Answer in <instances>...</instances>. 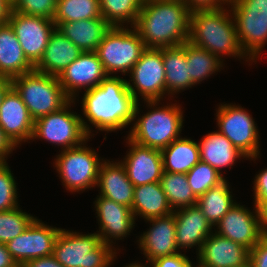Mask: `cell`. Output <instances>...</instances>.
I'll return each mask as SVG.
<instances>
[{
    "mask_svg": "<svg viewBox=\"0 0 267 267\" xmlns=\"http://www.w3.org/2000/svg\"><path fill=\"white\" fill-rule=\"evenodd\" d=\"M84 92L82 114L97 130L109 133L133 122L137 102L126 79L107 76L98 86Z\"/></svg>",
    "mask_w": 267,
    "mask_h": 267,
    "instance_id": "1",
    "label": "cell"
},
{
    "mask_svg": "<svg viewBox=\"0 0 267 267\" xmlns=\"http://www.w3.org/2000/svg\"><path fill=\"white\" fill-rule=\"evenodd\" d=\"M190 13L183 0H144L133 27L146 48L179 46L188 41Z\"/></svg>",
    "mask_w": 267,
    "mask_h": 267,
    "instance_id": "2",
    "label": "cell"
},
{
    "mask_svg": "<svg viewBox=\"0 0 267 267\" xmlns=\"http://www.w3.org/2000/svg\"><path fill=\"white\" fill-rule=\"evenodd\" d=\"M188 41L223 62L222 57L226 55L253 62L240 46L231 11L226 5L219 10L191 12Z\"/></svg>",
    "mask_w": 267,
    "mask_h": 267,
    "instance_id": "3",
    "label": "cell"
},
{
    "mask_svg": "<svg viewBox=\"0 0 267 267\" xmlns=\"http://www.w3.org/2000/svg\"><path fill=\"white\" fill-rule=\"evenodd\" d=\"M145 103L151 110L137 119L140 104L136 103L134 124L127 137L139 145L162 150L181 137L184 121L182 107L177 103L158 107L159 101Z\"/></svg>",
    "mask_w": 267,
    "mask_h": 267,
    "instance_id": "4",
    "label": "cell"
},
{
    "mask_svg": "<svg viewBox=\"0 0 267 267\" xmlns=\"http://www.w3.org/2000/svg\"><path fill=\"white\" fill-rule=\"evenodd\" d=\"M116 254L97 233L82 234L62 228L53 249V256L64 267H110Z\"/></svg>",
    "mask_w": 267,
    "mask_h": 267,
    "instance_id": "5",
    "label": "cell"
},
{
    "mask_svg": "<svg viewBox=\"0 0 267 267\" xmlns=\"http://www.w3.org/2000/svg\"><path fill=\"white\" fill-rule=\"evenodd\" d=\"M30 116L35 121L64 107L71 99L60 85L58 76L32 71L12 79Z\"/></svg>",
    "mask_w": 267,
    "mask_h": 267,
    "instance_id": "6",
    "label": "cell"
},
{
    "mask_svg": "<svg viewBox=\"0 0 267 267\" xmlns=\"http://www.w3.org/2000/svg\"><path fill=\"white\" fill-rule=\"evenodd\" d=\"M75 100H70L61 109L34 121L31 140L43 139L61 147L62 151L81 145L94 134L90 125L80 114L71 111ZM91 136V137H90Z\"/></svg>",
    "mask_w": 267,
    "mask_h": 267,
    "instance_id": "7",
    "label": "cell"
},
{
    "mask_svg": "<svg viewBox=\"0 0 267 267\" xmlns=\"http://www.w3.org/2000/svg\"><path fill=\"white\" fill-rule=\"evenodd\" d=\"M226 5L242 50L256 62L267 44V0H230Z\"/></svg>",
    "mask_w": 267,
    "mask_h": 267,
    "instance_id": "8",
    "label": "cell"
},
{
    "mask_svg": "<svg viewBox=\"0 0 267 267\" xmlns=\"http://www.w3.org/2000/svg\"><path fill=\"white\" fill-rule=\"evenodd\" d=\"M146 49L134 27H111L95 51L106 74H129Z\"/></svg>",
    "mask_w": 267,
    "mask_h": 267,
    "instance_id": "9",
    "label": "cell"
},
{
    "mask_svg": "<svg viewBox=\"0 0 267 267\" xmlns=\"http://www.w3.org/2000/svg\"><path fill=\"white\" fill-rule=\"evenodd\" d=\"M88 141L87 139L79 146L61 151L54 159V168L56 167L62 185L71 193L93 189L97 184L99 168L104 160L98 158L96 150L86 147Z\"/></svg>",
    "mask_w": 267,
    "mask_h": 267,
    "instance_id": "10",
    "label": "cell"
},
{
    "mask_svg": "<svg viewBox=\"0 0 267 267\" xmlns=\"http://www.w3.org/2000/svg\"><path fill=\"white\" fill-rule=\"evenodd\" d=\"M216 111L218 131L247 158H259L260 135L252 115L236 104L222 103Z\"/></svg>",
    "mask_w": 267,
    "mask_h": 267,
    "instance_id": "11",
    "label": "cell"
},
{
    "mask_svg": "<svg viewBox=\"0 0 267 267\" xmlns=\"http://www.w3.org/2000/svg\"><path fill=\"white\" fill-rule=\"evenodd\" d=\"M129 76L127 87L137 103L140 96L144 102L163 100L166 95L163 48H146Z\"/></svg>",
    "mask_w": 267,
    "mask_h": 267,
    "instance_id": "12",
    "label": "cell"
},
{
    "mask_svg": "<svg viewBox=\"0 0 267 267\" xmlns=\"http://www.w3.org/2000/svg\"><path fill=\"white\" fill-rule=\"evenodd\" d=\"M236 202L215 225L213 232L251 250L265 235L262 210L252 212Z\"/></svg>",
    "mask_w": 267,
    "mask_h": 267,
    "instance_id": "13",
    "label": "cell"
},
{
    "mask_svg": "<svg viewBox=\"0 0 267 267\" xmlns=\"http://www.w3.org/2000/svg\"><path fill=\"white\" fill-rule=\"evenodd\" d=\"M8 23L13 28L24 55L35 67L42 59L50 35L56 28L53 20L25 15L11 10Z\"/></svg>",
    "mask_w": 267,
    "mask_h": 267,
    "instance_id": "14",
    "label": "cell"
},
{
    "mask_svg": "<svg viewBox=\"0 0 267 267\" xmlns=\"http://www.w3.org/2000/svg\"><path fill=\"white\" fill-rule=\"evenodd\" d=\"M60 230L61 228L49 226L35 218L23 233L5 245L16 263L22 266L31 259L53 255Z\"/></svg>",
    "mask_w": 267,
    "mask_h": 267,
    "instance_id": "15",
    "label": "cell"
},
{
    "mask_svg": "<svg viewBox=\"0 0 267 267\" xmlns=\"http://www.w3.org/2000/svg\"><path fill=\"white\" fill-rule=\"evenodd\" d=\"M94 204L99 224V231L96 233L103 243L117 250L113 241L126 238L135 226L136 219L132 209L102 196H97Z\"/></svg>",
    "mask_w": 267,
    "mask_h": 267,
    "instance_id": "16",
    "label": "cell"
},
{
    "mask_svg": "<svg viewBox=\"0 0 267 267\" xmlns=\"http://www.w3.org/2000/svg\"><path fill=\"white\" fill-rule=\"evenodd\" d=\"M107 76L102 62L94 51L82 52L66 67L58 79L66 95L71 100H75L79 95V90H90L98 86Z\"/></svg>",
    "mask_w": 267,
    "mask_h": 267,
    "instance_id": "17",
    "label": "cell"
},
{
    "mask_svg": "<svg viewBox=\"0 0 267 267\" xmlns=\"http://www.w3.org/2000/svg\"><path fill=\"white\" fill-rule=\"evenodd\" d=\"M0 127L16 147L31 140L33 135L34 120L13 86L4 94L0 104Z\"/></svg>",
    "mask_w": 267,
    "mask_h": 267,
    "instance_id": "18",
    "label": "cell"
},
{
    "mask_svg": "<svg viewBox=\"0 0 267 267\" xmlns=\"http://www.w3.org/2000/svg\"><path fill=\"white\" fill-rule=\"evenodd\" d=\"M128 153L120 162L124 166L127 177L136 187L160 182L163 174V160L161 150L139 145L128 137Z\"/></svg>",
    "mask_w": 267,
    "mask_h": 267,
    "instance_id": "19",
    "label": "cell"
},
{
    "mask_svg": "<svg viewBox=\"0 0 267 267\" xmlns=\"http://www.w3.org/2000/svg\"><path fill=\"white\" fill-rule=\"evenodd\" d=\"M152 223L147 231L140 235L137 244L143 252L146 263L155 261L158 258L169 256L180 252L176 245L175 230L176 221L174 214L164 217L151 218L146 220Z\"/></svg>",
    "mask_w": 267,
    "mask_h": 267,
    "instance_id": "20",
    "label": "cell"
},
{
    "mask_svg": "<svg viewBox=\"0 0 267 267\" xmlns=\"http://www.w3.org/2000/svg\"><path fill=\"white\" fill-rule=\"evenodd\" d=\"M197 267H240L250 258V250L216 233H211L197 254Z\"/></svg>",
    "mask_w": 267,
    "mask_h": 267,
    "instance_id": "21",
    "label": "cell"
},
{
    "mask_svg": "<svg viewBox=\"0 0 267 267\" xmlns=\"http://www.w3.org/2000/svg\"><path fill=\"white\" fill-rule=\"evenodd\" d=\"M173 214L176 221L175 239L178 250L196 246L198 254L205 239L213 232L212 225L197 205L175 209Z\"/></svg>",
    "mask_w": 267,
    "mask_h": 267,
    "instance_id": "22",
    "label": "cell"
},
{
    "mask_svg": "<svg viewBox=\"0 0 267 267\" xmlns=\"http://www.w3.org/2000/svg\"><path fill=\"white\" fill-rule=\"evenodd\" d=\"M96 186L100 188L99 196L132 207L135 186L127 177L121 162L104 159L99 168Z\"/></svg>",
    "mask_w": 267,
    "mask_h": 267,
    "instance_id": "23",
    "label": "cell"
},
{
    "mask_svg": "<svg viewBox=\"0 0 267 267\" xmlns=\"http://www.w3.org/2000/svg\"><path fill=\"white\" fill-rule=\"evenodd\" d=\"M82 52L60 30L55 28L50 35L43 57L34 70L43 74L59 76Z\"/></svg>",
    "mask_w": 267,
    "mask_h": 267,
    "instance_id": "24",
    "label": "cell"
},
{
    "mask_svg": "<svg viewBox=\"0 0 267 267\" xmlns=\"http://www.w3.org/2000/svg\"><path fill=\"white\" fill-rule=\"evenodd\" d=\"M34 71L11 25H0V77L13 79Z\"/></svg>",
    "mask_w": 267,
    "mask_h": 267,
    "instance_id": "25",
    "label": "cell"
},
{
    "mask_svg": "<svg viewBox=\"0 0 267 267\" xmlns=\"http://www.w3.org/2000/svg\"><path fill=\"white\" fill-rule=\"evenodd\" d=\"M112 26L103 18L62 22L57 29L83 52H94Z\"/></svg>",
    "mask_w": 267,
    "mask_h": 267,
    "instance_id": "26",
    "label": "cell"
},
{
    "mask_svg": "<svg viewBox=\"0 0 267 267\" xmlns=\"http://www.w3.org/2000/svg\"><path fill=\"white\" fill-rule=\"evenodd\" d=\"M198 145L200 161L208 163L220 174H222V168H232L237 160L241 158L247 159V157L219 131L206 134Z\"/></svg>",
    "mask_w": 267,
    "mask_h": 267,
    "instance_id": "27",
    "label": "cell"
},
{
    "mask_svg": "<svg viewBox=\"0 0 267 267\" xmlns=\"http://www.w3.org/2000/svg\"><path fill=\"white\" fill-rule=\"evenodd\" d=\"M131 209L135 219L138 215L144 220L173 213L160 182L136 186Z\"/></svg>",
    "mask_w": 267,
    "mask_h": 267,
    "instance_id": "28",
    "label": "cell"
},
{
    "mask_svg": "<svg viewBox=\"0 0 267 267\" xmlns=\"http://www.w3.org/2000/svg\"><path fill=\"white\" fill-rule=\"evenodd\" d=\"M166 93L175 95L195 84L189 77L186 59V42L179 46L163 47Z\"/></svg>",
    "mask_w": 267,
    "mask_h": 267,
    "instance_id": "29",
    "label": "cell"
},
{
    "mask_svg": "<svg viewBox=\"0 0 267 267\" xmlns=\"http://www.w3.org/2000/svg\"><path fill=\"white\" fill-rule=\"evenodd\" d=\"M161 154L163 171L169 173L187 174L200 161L198 142L182 136L162 149Z\"/></svg>",
    "mask_w": 267,
    "mask_h": 267,
    "instance_id": "30",
    "label": "cell"
},
{
    "mask_svg": "<svg viewBox=\"0 0 267 267\" xmlns=\"http://www.w3.org/2000/svg\"><path fill=\"white\" fill-rule=\"evenodd\" d=\"M228 183L229 182L225 178L222 182L213 186L200 196L196 203L213 229L236 203Z\"/></svg>",
    "mask_w": 267,
    "mask_h": 267,
    "instance_id": "31",
    "label": "cell"
},
{
    "mask_svg": "<svg viewBox=\"0 0 267 267\" xmlns=\"http://www.w3.org/2000/svg\"><path fill=\"white\" fill-rule=\"evenodd\" d=\"M186 59L189 77L195 85L218 72L225 65L216 55L189 41L186 42Z\"/></svg>",
    "mask_w": 267,
    "mask_h": 267,
    "instance_id": "32",
    "label": "cell"
},
{
    "mask_svg": "<svg viewBox=\"0 0 267 267\" xmlns=\"http://www.w3.org/2000/svg\"><path fill=\"white\" fill-rule=\"evenodd\" d=\"M160 185L172 210L195 206L198 201L188 184L186 174L163 171Z\"/></svg>",
    "mask_w": 267,
    "mask_h": 267,
    "instance_id": "33",
    "label": "cell"
},
{
    "mask_svg": "<svg viewBox=\"0 0 267 267\" xmlns=\"http://www.w3.org/2000/svg\"><path fill=\"white\" fill-rule=\"evenodd\" d=\"M144 0H100L102 17L112 27H133ZM125 23V24H124Z\"/></svg>",
    "mask_w": 267,
    "mask_h": 267,
    "instance_id": "34",
    "label": "cell"
},
{
    "mask_svg": "<svg viewBox=\"0 0 267 267\" xmlns=\"http://www.w3.org/2000/svg\"><path fill=\"white\" fill-rule=\"evenodd\" d=\"M102 17L100 0H57L53 22L56 28L62 22Z\"/></svg>",
    "mask_w": 267,
    "mask_h": 267,
    "instance_id": "35",
    "label": "cell"
},
{
    "mask_svg": "<svg viewBox=\"0 0 267 267\" xmlns=\"http://www.w3.org/2000/svg\"><path fill=\"white\" fill-rule=\"evenodd\" d=\"M31 214L23 212L20 207L0 212V243L6 244L23 233L35 219Z\"/></svg>",
    "mask_w": 267,
    "mask_h": 267,
    "instance_id": "36",
    "label": "cell"
},
{
    "mask_svg": "<svg viewBox=\"0 0 267 267\" xmlns=\"http://www.w3.org/2000/svg\"><path fill=\"white\" fill-rule=\"evenodd\" d=\"M188 184L197 198L213 186L222 182L225 177L208 163L199 161L187 174Z\"/></svg>",
    "mask_w": 267,
    "mask_h": 267,
    "instance_id": "37",
    "label": "cell"
},
{
    "mask_svg": "<svg viewBox=\"0 0 267 267\" xmlns=\"http://www.w3.org/2000/svg\"><path fill=\"white\" fill-rule=\"evenodd\" d=\"M6 161H0V212L19 206L17 183Z\"/></svg>",
    "mask_w": 267,
    "mask_h": 267,
    "instance_id": "38",
    "label": "cell"
},
{
    "mask_svg": "<svg viewBox=\"0 0 267 267\" xmlns=\"http://www.w3.org/2000/svg\"><path fill=\"white\" fill-rule=\"evenodd\" d=\"M57 0H15L12 10L31 16L53 20Z\"/></svg>",
    "mask_w": 267,
    "mask_h": 267,
    "instance_id": "39",
    "label": "cell"
},
{
    "mask_svg": "<svg viewBox=\"0 0 267 267\" xmlns=\"http://www.w3.org/2000/svg\"><path fill=\"white\" fill-rule=\"evenodd\" d=\"M262 170L256 174L253 183L254 206L261 210L267 205V168Z\"/></svg>",
    "mask_w": 267,
    "mask_h": 267,
    "instance_id": "40",
    "label": "cell"
},
{
    "mask_svg": "<svg viewBox=\"0 0 267 267\" xmlns=\"http://www.w3.org/2000/svg\"><path fill=\"white\" fill-rule=\"evenodd\" d=\"M152 263L155 267H195L192 265L189 258L185 254H182V252L158 258Z\"/></svg>",
    "mask_w": 267,
    "mask_h": 267,
    "instance_id": "41",
    "label": "cell"
},
{
    "mask_svg": "<svg viewBox=\"0 0 267 267\" xmlns=\"http://www.w3.org/2000/svg\"><path fill=\"white\" fill-rule=\"evenodd\" d=\"M249 261L254 267H267V234L250 250Z\"/></svg>",
    "mask_w": 267,
    "mask_h": 267,
    "instance_id": "42",
    "label": "cell"
},
{
    "mask_svg": "<svg viewBox=\"0 0 267 267\" xmlns=\"http://www.w3.org/2000/svg\"><path fill=\"white\" fill-rule=\"evenodd\" d=\"M191 12L219 10L227 4L226 0H183Z\"/></svg>",
    "mask_w": 267,
    "mask_h": 267,
    "instance_id": "43",
    "label": "cell"
},
{
    "mask_svg": "<svg viewBox=\"0 0 267 267\" xmlns=\"http://www.w3.org/2000/svg\"><path fill=\"white\" fill-rule=\"evenodd\" d=\"M21 267H64L53 255L31 259L25 262Z\"/></svg>",
    "mask_w": 267,
    "mask_h": 267,
    "instance_id": "44",
    "label": "cell"
},
{
    "mask_svg": "<svg viewBox=\"0 0 267 267\" xmlns=\"http://www.w3.org/2000/svg\"><path fill=\"white\" fill-rule=\"evenodd\" d=\"M16 149V146L5 135L0 127V161H7L9 154Z\"/></svg>",
    "mask_w": 267,
    "mask_h": 267,
    "instance_id": "45",
    "label": "cell"
},
{
    "mask_svg": "<svg viewBox=\"0 0 267 267\" xmlns=\"http://www.w3.org/2000/svg\"><path fill=\"white\" fill-rule=\"evenodd\" d=\"M0 267H20L13 259L6 245L0 243Z\"/></svg>",
    "mask_w": 267,
    "mask_h": 267,
    "instance_id": "46",
    "label": "cell"
},
{
    "mask_svg": "<svg viewBox=\"0 0 267 267\" xmlns=\"http://www.w3.org/2000/svg\"><path fill=\"white\" fill-rule=\"evenodd\" d=\"M12 10L9 0H0V25L7 23Z\"/></svg>",
    "mask_w": 267,
    "mask_h": 267,
    "instance_id": "47",
    "label": "cell"
},
{
    "mask_svg": "<svg viewBox=\"0 0 267 267\" xmlns=\"http://www.w3.org/2000/svg\"><path fill=\"white\" fill-rule=\"evenodd\" d=\"M12 86V80L9 78L0 77V104L4 94Z\"/></svg>",
    "mask_w": 267,
    "mask_h": 267,
    "instance_id": "48",
    "label": "cell"
},
{
    "mask_svg": "<svg viewBox=\"0 0 267 267\" xmlns=\"http://www.w3.org/2000/svg\"><path fill=\"white\" fill-rule=\"evenodd\" d=\"M265 233L267 234V205L262 209Z\"/></svg>",
    "mask_w": 267,
    "mask_h": 267,
    "instance_id": "49",
    "label": "cell"
},
{
    "mask_svg": "<svg viewBox=\"0 0 267 267\" xmlns=\"http://www.w3.org/2000/svg\"><path fill=\"white\" fill-rule=\"evenodd\" d=\"M149 264H150L149 265L150 267H155L152 262H150ZM149 266H147V264L143 265V264H141V262H139V263L138 262L136 263V261L134 262V267H149Z\"/></svg>",
    "mask_w": 267,
    "mask_h": 267,
    "instance_id": "50",
    "label": "cell"
},
{
    "mask_svg": "<svg viewBox=\"0 0 267 267\" xmlns=\"http://www.w3.org/2000/svg\"><path fill=\"white\" fill-rule=\"evenodd\" d=\"M240 267H254V266L250 261H248L245 265L240 266Z\"/></svg>",
    "mask_w": 267,
    "mask_h": 267,
    "instance_id": "51",
    "label": "cell"
},
{
    "mask_svg": "<svg viewBox=\"0 0 267 267\" xmlns=\"http://www.w3.org/2000/svg\"><path fill=\"white\" fill-rule=\"evenodd\" d=\"M124 267H134V263H130L129 265H126Z\"/></svg>",
    "mask_w": 267,
    "mask_h": 267,
    "instance_id": "52",
    "label": "cell"
}]
</instances>
